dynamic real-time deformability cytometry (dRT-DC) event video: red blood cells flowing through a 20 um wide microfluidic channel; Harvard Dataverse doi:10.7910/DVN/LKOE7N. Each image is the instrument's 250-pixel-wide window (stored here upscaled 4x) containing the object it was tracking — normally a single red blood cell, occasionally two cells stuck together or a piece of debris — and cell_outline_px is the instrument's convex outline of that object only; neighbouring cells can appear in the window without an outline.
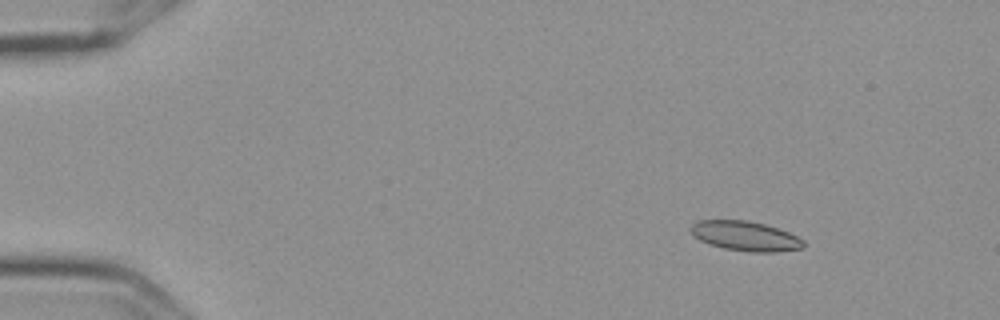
{"species": "Egyptian fruit bat (a non-hibernating species)", "species_latin": "Rousettus aegyptiacus", "temperature_condition": "cold", "stored_images_in_passage": 5, "camera_frame_rate_fps": 3000, "um_per_image_px": 0.085, "frame": {"image": 1, "passage_image": 3, "time_ms": 0.667, "image_size_px": [1000, 320], "cell_outline_px": [[804, 248], [776, 252], [752, 252], [724, 248], [708, 244], [700, 240], [688, 228], [696, 220], [748, 220], [764, 224], [788, 232], [804, 240]], "centroid_in_image_um": [63.35, 20.06], "position_along_channel_um": 21.7, "area_um2": 19.48}}